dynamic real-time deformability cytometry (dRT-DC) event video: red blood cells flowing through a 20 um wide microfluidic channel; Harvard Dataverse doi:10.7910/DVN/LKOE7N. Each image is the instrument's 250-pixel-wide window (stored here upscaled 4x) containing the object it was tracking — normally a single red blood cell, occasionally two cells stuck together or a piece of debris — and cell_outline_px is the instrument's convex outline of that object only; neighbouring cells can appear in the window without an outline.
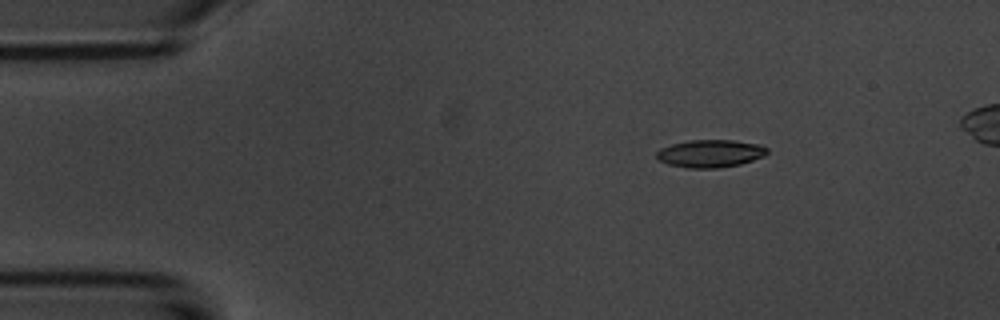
{"species": "common noctule bat (a hibernating species)", "species_latin": "Nyctalus noctula", "temperature_condition": "room temperature", "stored_images_in_passage": 5, "camera_frame_rate_fps": 3000, "um_per_image_px": 0.085, "animal": {"sex": "male", "body_mass_g": 20.1, "forearm_length_mm": 53.5}, "frame": {"image": 1, "passage_image": 2, "time_ms": 1.333, "image_size_px": [1000, 320], "cell_outline_px": [[768, 152], [764, 156], [740, 164], [720, 168], [688, 168], [668, 164], [656, 160], [656, 152], [660, 148], [672, 144], [688, 140], [732, 140], [760, 144], [768, 148]], "centroid_in_image_um": [60.35, 13.05], "position_along_channel_um": 24.6, "area_um2": 17.98}}